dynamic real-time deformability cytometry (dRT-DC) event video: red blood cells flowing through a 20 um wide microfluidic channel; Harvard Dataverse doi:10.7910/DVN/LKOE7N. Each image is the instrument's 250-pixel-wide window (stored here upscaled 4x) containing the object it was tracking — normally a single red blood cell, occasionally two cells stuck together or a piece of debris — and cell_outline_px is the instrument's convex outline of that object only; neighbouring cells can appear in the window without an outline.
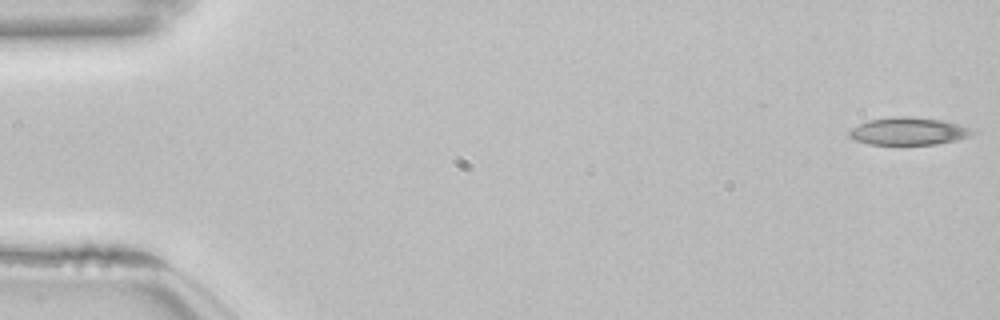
{"species": "common noctule bat (a hibernating species)", "species_latin": "Nyctalus noctula", "temperature_condition": "room temperature", "stored_images_in_passage": 53, "camera_frame_rate_fps": 3000, "um_per_image_px": 0.085, "animal": {"sex": "female", "body_mass_g": 22.7, "forearm_length_mm": 54.2}, "frame": {"image": 1, "passage_image": 1, "time_ms": 0.0, "image_size_px": [1000, 320], "cell_outline_px": [[976, 132], [968, 136], [956, 140], [936, 144], [896, 148], [868, 144], [856, 140], [848, 136], [848, 132], [852, 128], [868, 120], [896, 116], [916, 116], [944, 120], [968, 128]], "centroid_in_image_um": [77.16, 11.2], "position_along_channel_um": 7.8, "area_um2": 20.63}}
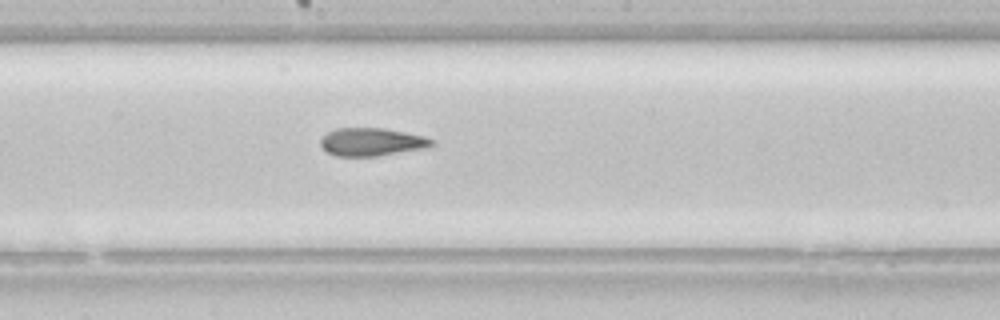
{"frame": {"image": 2, "passage_image": 29, "time_ms": 9.333, "image_size_px": [1000, 320], "cell_outline_px": [[436, 144], [428, 148], [376, 156], [336, 156], [328, 152], [320, 144], [320, 140], [328, 132], [336, 128], [384, 128], [424, 136], [432, 140]], "centroid_in_image_um": [31.62, 12.06], "position_along_channel_um": 216.6, "area_um2": 18.09}}
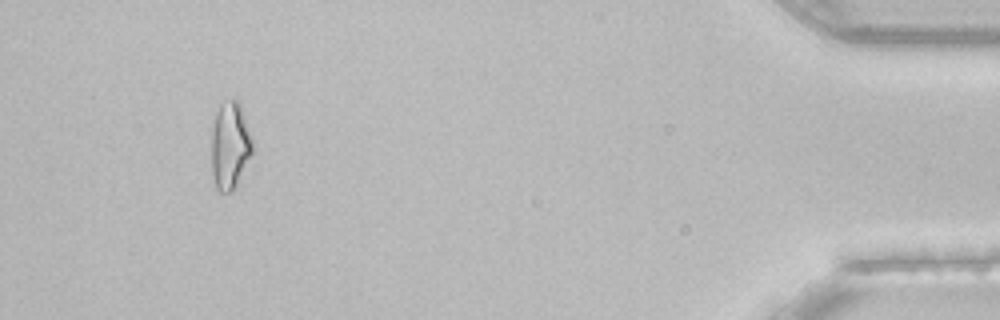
{"frame": {"image": 3, "passage_image": 50, "time_ms": 16.333, "image_size_px": [1000, 320], "cell_outline_px": [[252, 152], [232, 192], [220, 192], [216, 188], [212, 176], [212, 128], [216, 112], [220, 104], [232, 100], [236, 100], [240, 104], [252, 140]], "centroid_in_image_um": [19.52, 12.38], "position_along_channel_um": 415.7, "area_um2": 20.4}}